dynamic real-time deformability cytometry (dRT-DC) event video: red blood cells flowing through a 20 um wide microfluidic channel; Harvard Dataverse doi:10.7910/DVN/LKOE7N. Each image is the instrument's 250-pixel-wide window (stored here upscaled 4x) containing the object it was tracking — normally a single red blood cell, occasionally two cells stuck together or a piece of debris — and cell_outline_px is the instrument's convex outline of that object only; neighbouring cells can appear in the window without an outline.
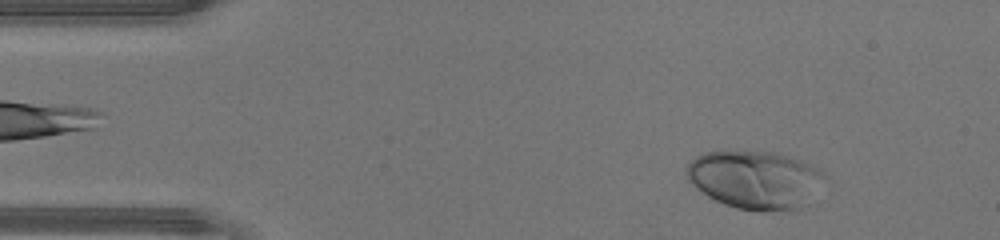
{"species": "human", "species_latin": "Homo sapiens", "temperature_condition": "warm", "stored_images_in_passage": 34, "camera_frame_rate_fps": 3000, "um_per_image_px": 0.085, "donor": {"sex": "male"}, "frame": {"image": 1, "passage_image": 2, "time_ms": 0.333, "image_size_px": [1000, 240], "cell_outline_px": [[832, 180], [796, 208], [788, 212], [760, 212], [736, 208], [712, 200], [696, 188], [684, 176], [684, 168], [696, 156], [704, 152], [776, 152], [792, 156], [820, 168]], "centroid_in_image_um": [64.23, 15.29], "position_along_channel_um": 20.8, "area_um2": 47.8}}
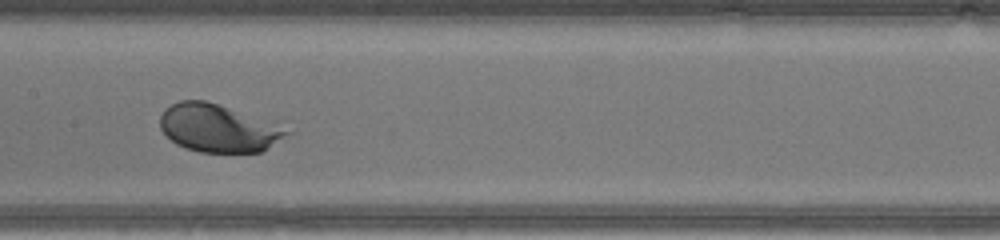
{"frame": {"image": 2, "passage_image": 18, "time_ms": 5.667, "image_size_px": [1000, 240], "cell_outline_px": [[292, 132], [260, 152], [200, 152], [184, 148], [176, 144], [160, 128], [160, 116], [164, 108], [180, 100], [204, 100], [228, 108]], "centroid_in_image_um": [18.43, 10.91], "position_along_channel_um": 189.0, "area_um2": 34.1}}
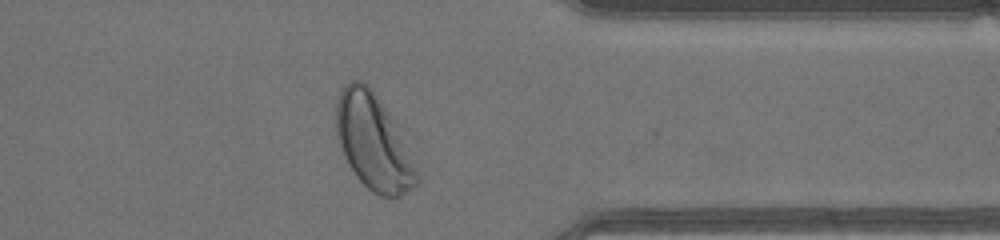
{"frame": {"image": 3, "passage_image": 31, "time_ms": 10.0, "image_size_px": [1000, 240], "cell_outline_px": [[420, 180], [412, 188], [400, 196], [380, 196], [372, 192], [356, 176], [348, 164], [344, 156], [336, 136], [336, 104], [340, 88], [348, 80], [364, 80], [372, 88], [392, 120], [420, 172]], "centroid_in_image_um": [31.71, 12.07], "position_along_channel_um": 379.7, "area_um2": 44.68}}